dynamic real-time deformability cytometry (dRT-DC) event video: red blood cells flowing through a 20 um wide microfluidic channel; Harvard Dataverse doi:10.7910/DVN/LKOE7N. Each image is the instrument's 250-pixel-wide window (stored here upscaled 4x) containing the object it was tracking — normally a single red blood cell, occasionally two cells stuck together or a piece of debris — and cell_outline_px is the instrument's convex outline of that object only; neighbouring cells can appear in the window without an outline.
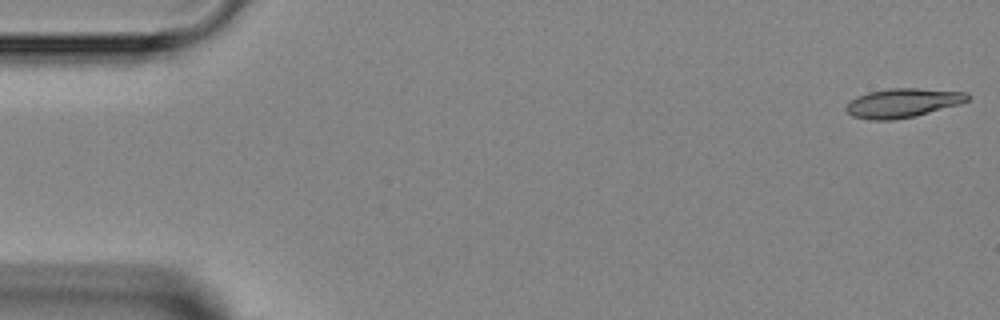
{"species": "Egyptian fruit bat (a non-hibernating species)", "species_latin": "Rousettus aegyptiacus", "temperature_condition": "room temperature", "stored_images_in_passage": 5, "camera_frame_rate_fps": 3000, "um_per_image_px": 0.085, "animal": {"sex": "female"}, "frame": {"image": 1, "passage_image": 1, "time_ms": 0.0, "image_size_px": [1000, 320], "cell_outline_px": [[972, 96], [968, 100], [960, 104], [916, 116], [892, 120], [868, 120], [852, 116], [844, 108], [848, 100], [856, 96], [868, 92], [888, 88], [916, 88], [968, 92]], "centroid_in_image_um": [76.71, 8.75], "position_along_channel_um": 8.3, "area_um2": 20.92}}
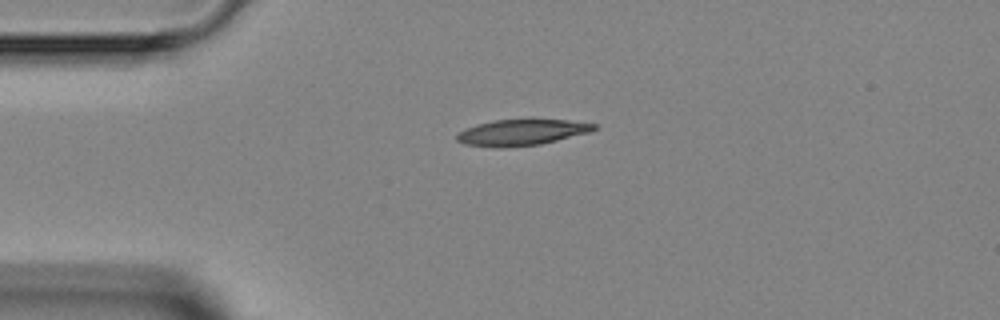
{"frame": {"image": 2, "passage_image": 3, "time_ms": 3.333, "image_size_px": [1000, 320], "cell_outline_px": [[596, 128], [592, 132], [540, 144], [500, 148], [492, 148], [464, 144], [456, 140], [456, 136], [460, 132], [476, 124], [492, 120], [528, 116], [532, 116], [568, 120], [596, 124]], "centroid_in_image_um": [44.37, 11.2], "position_along_channel_um": 40.6, "area_um2": 21.91}}
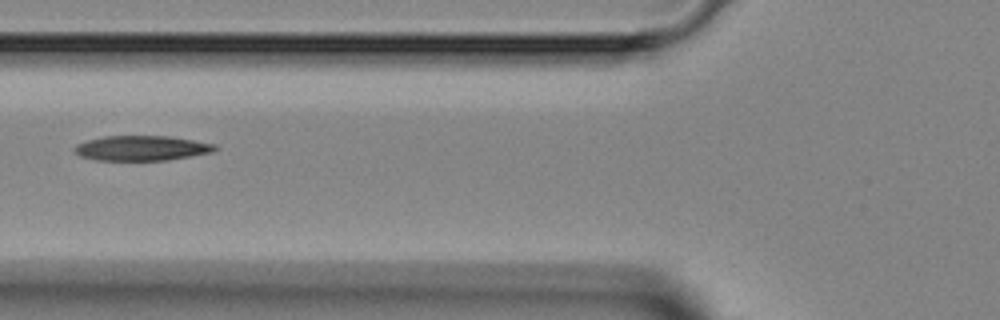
{"frame": {"image": 3, "passage_image": 5, "time_ms": 5.667, "image_size_px": [1000, 320], "cell_outline_px": [[216, 148], [212, 152], [168, 160], [96, 160], [80, 156], [72, 152], [72, 148], [76, 144], [88, 140], [104, 136], [168, 136], [216, 144]], "centroid_in_image_um": [11.97, 12.59], "position_along_channel_um": 113.8, "area_um2": 20.4}}